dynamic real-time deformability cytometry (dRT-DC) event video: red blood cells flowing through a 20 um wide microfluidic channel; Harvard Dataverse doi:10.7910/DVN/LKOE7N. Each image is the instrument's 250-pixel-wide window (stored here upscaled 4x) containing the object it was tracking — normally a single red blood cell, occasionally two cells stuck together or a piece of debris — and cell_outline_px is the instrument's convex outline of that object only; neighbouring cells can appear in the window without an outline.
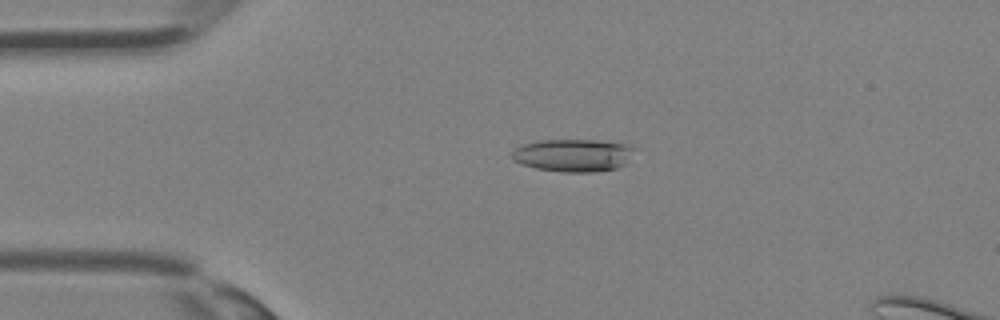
{"species": "Egyptian fruit bat (a non-hibernating species)", "species_latin": "Rousettus aegyptiacus", "temperature_condition": "room temperature", "stored_images_in_passage": 36, "segment_of_instrument_passage": [1, 2], "camera_frame_rate_fps": 3000, "um_per_image_px": 0.085, "animal": {"sex": "female"}, "frame": {"image": 1, "passage_image": 8, "time_ms": 2.333, "image_size_px": [1000, 320], "cell_outline_px": [[636, 148], [628, 164], [616, 168], [592, 172], [564, 172], [536, 168], [512, 160], [512, 152], [516, 148], [524, 144], [536, 140], [596, 140], [628, 144]], "centroid_in_image_um": [48.78, 13.19], "position_along_channel_um": 36.2, "area_um2": 23.47}}
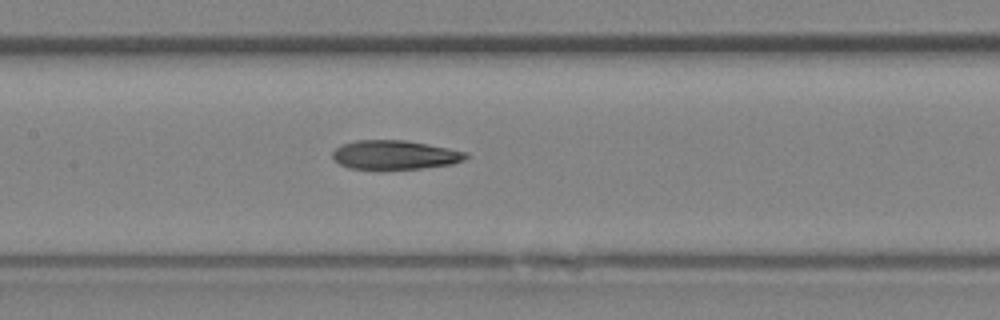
{"frame": {"image": 2, "passage_image": 17, "time_ms": 5.333, "image_size_px": [1000, 320], "cell_outline_px": [[468, 156], [464, 160], [452, 164], [420, 168], [380, 172], [348, 168], [340, 164], [332, 156], [332, 152], [340, 144], [356, 140], [404, 140], [428, 144], [468, 152]], "centroid_in_image_um": [33.51, 13.2], "position_along_channel_um": 173.9, "area_um2": 23.35}}
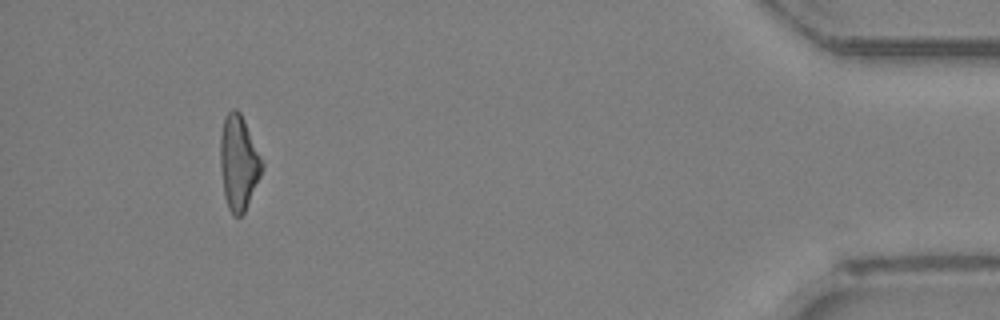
{"frame": {"image": 3, "passage_image": 33, "time_ms": 10.667, "image_size_px": [1000, 320], "cell_outline_px": [[264, 168], [244, 212], [240, 216], [232, 216], [228, 208], [224, 196], [220, 168], [220, 136], [224, 116], [232, 108], [236, 108], [240, 112], [264, 160]], "centroid_in_image_um": [20.28, 13.81], "position_along_channel_um": 414.9, "area_um2": 23.35}}